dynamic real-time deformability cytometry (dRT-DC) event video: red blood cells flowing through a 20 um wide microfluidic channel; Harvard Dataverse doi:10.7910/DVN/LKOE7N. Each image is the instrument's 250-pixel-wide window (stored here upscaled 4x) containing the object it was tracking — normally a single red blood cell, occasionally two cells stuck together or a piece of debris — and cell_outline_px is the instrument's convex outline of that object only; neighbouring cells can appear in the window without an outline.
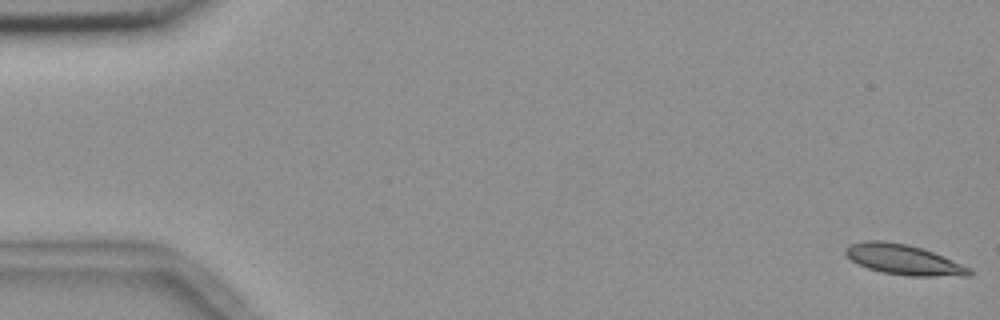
{"species": "common noctule bat (a hibernating species)", "species_latin": "Nyctalus noctula", "temperature_condition": "room temperature", "stored_images_in_passage": 56, "camera_frame_rate_fps": 3000, "um_per_image_px": 0.085, "animal": {"sex": "female", "body_mass_g": 18.4}, "frame": {"image": 1, "passage_image": 1, "time_ms": 0.0, "image_size_px": [1000, 320], "cell_outline_px": [[972, 276], [908, 276], [884, 272], [868, 268], [852, 260], [844, 252], [844, 248], [848, 244], [868, 240], [880, 240], [908, 244], [932, 252], [972, 268]], "centroid_in_image_um": [76.81, 22.07], "position_along_channel_um": 8.2, "area_um2": 21.68}}
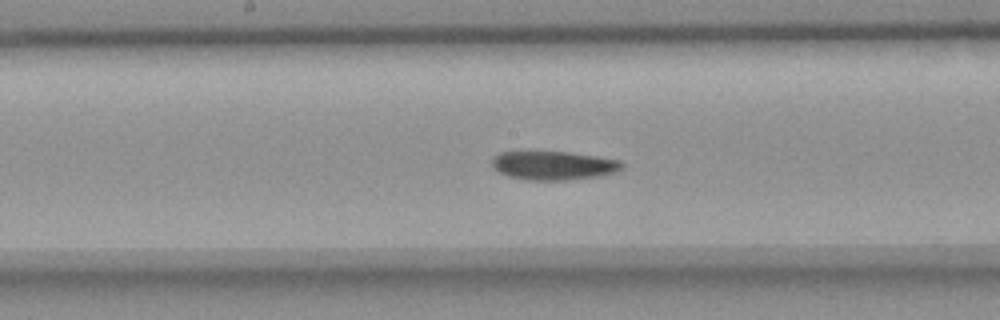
{"frame": {"image": 2, "passage_image": 29, "time_ms": 9.333, "image_size_px": [1000, 320], "cell_outline_px": [[624, 168], [616, 172], [600, 176], [564, 180], [524, 180], [508, 176], [492, 168], [492, 156], [500, 152], [568, 152], [596, 156], [620, 160], [624, 164]], "centroid_in_image_um": [47.05, 14.07], "position_along_channel_um": 201.1, "area_um2": 21.91}}
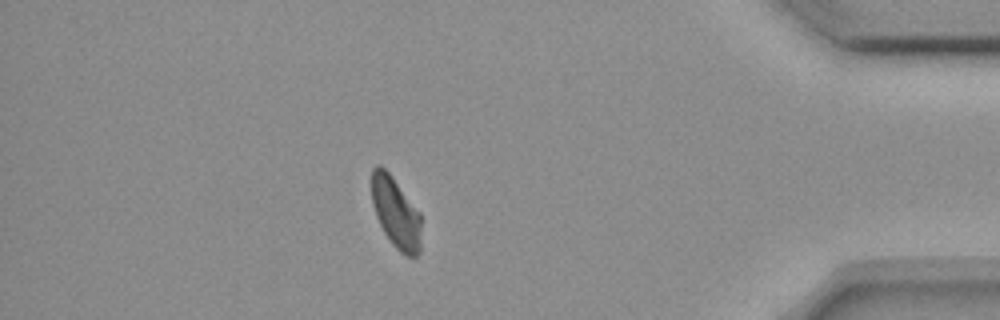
{"frame": {"image": 3, "passage_image": 49, "time_ms": 16.0, "image_size_px": [1000, 320], "cell_outline_px": [[420, 252], [416, 256], [404, 256], [392, 244], [384, 232], [376, 216], [372, 204], [372, 168], [376, 164], [380, 164], [392, 176], [420, 212]], "centroid_in_image_um": [33.64, 18.07], "position_along_channel_um": 401.6, "area_um2": 20.46}, "authors_computed_cell_mechanics": {"area_um2": 21.9929, "velocity_mm_per_s": 3.619, "shape_relaxation_time_tau1_ms": null, "shape_relaxation_time_tau2_ms": 5.9562, "deformation_change_tau1": null, "deformation_change_tau2": 0.1015}}